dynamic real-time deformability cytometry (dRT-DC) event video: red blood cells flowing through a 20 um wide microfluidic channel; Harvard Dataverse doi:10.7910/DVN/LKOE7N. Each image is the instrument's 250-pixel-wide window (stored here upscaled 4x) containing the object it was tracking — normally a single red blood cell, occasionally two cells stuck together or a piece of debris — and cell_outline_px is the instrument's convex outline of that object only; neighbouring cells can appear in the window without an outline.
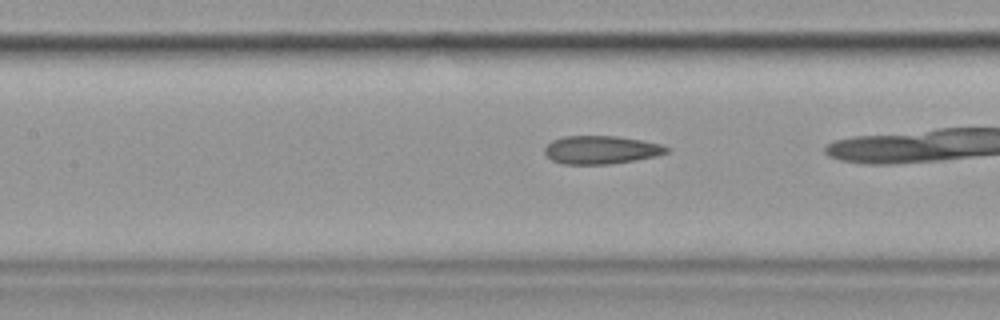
{"species": "common noctule bat (a hibernating species)", "species_latin": "Nyctalus noctula", "temperature_condition": "cold", "stored_images_in_passage": 32, "camera_frame_rate_fps": 3000, "um_per_image_px": 0.085, "animal": {"sex": "female", "body_mass_g": 19.9}, "frame": {"image": 1, "passage_image": 14, "time_ms": 4.333, "image_size_px": [1000, 320], "cell_outline_px": [[672, 148], [668, 152], [656, 156], [608, 164], [560, 164], [552, 160], [544, 152], [544, 148], [552, 140], [564, 136], [616, 136], [664, 144]], "centroid_in_image_um": [51.1, 12.73], "position_along_channel_um": 156.3, "area_um2": 20.06}}